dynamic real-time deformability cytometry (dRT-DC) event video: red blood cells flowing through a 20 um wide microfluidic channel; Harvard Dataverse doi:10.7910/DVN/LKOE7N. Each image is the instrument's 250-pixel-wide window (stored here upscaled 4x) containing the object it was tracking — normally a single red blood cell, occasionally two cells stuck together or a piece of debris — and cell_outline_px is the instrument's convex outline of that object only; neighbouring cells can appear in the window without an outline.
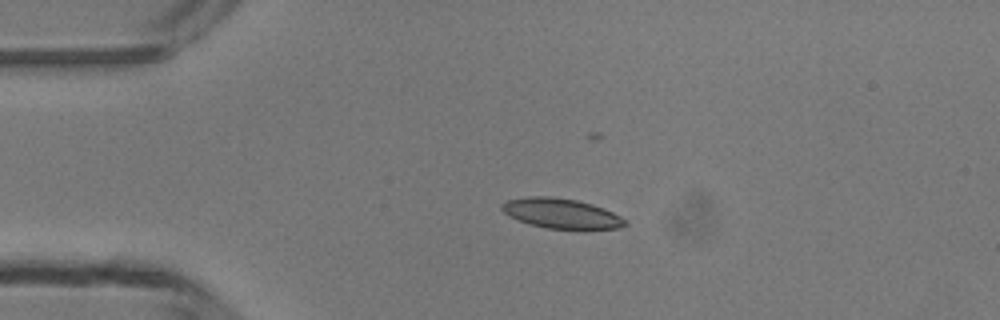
{"species": "common noctule bat (a hibernating species)", "species_latin": "Nyctalus noctula", "temperature_condition": "room temperature", "stored_images_in_passage": 1, "camera_frame_rate_fps": 3000, "um_per_image_px": 0.085, "animal": {"sex": "male", "body_mass_g": 13.3}, "frame": {"image": 1, "passage_image": 1, "time_ms": 0.0, "image_size_px": [1000, 320], "cell_outline_px": [[628, 224], [620, 228], [584, 232], [580, 232], [548, 228], [532, 224], [520, 220], [504, 212], [500, 208], [500, 204], [508, 200], [528, 196], [552, 196], [576, 200], [592, 204], [612, 212], [628, 220]], "centroid_in_image_um": [47.81, 18.19], "position_along_channel_um": 37.2, "area_um2": 22.2}}